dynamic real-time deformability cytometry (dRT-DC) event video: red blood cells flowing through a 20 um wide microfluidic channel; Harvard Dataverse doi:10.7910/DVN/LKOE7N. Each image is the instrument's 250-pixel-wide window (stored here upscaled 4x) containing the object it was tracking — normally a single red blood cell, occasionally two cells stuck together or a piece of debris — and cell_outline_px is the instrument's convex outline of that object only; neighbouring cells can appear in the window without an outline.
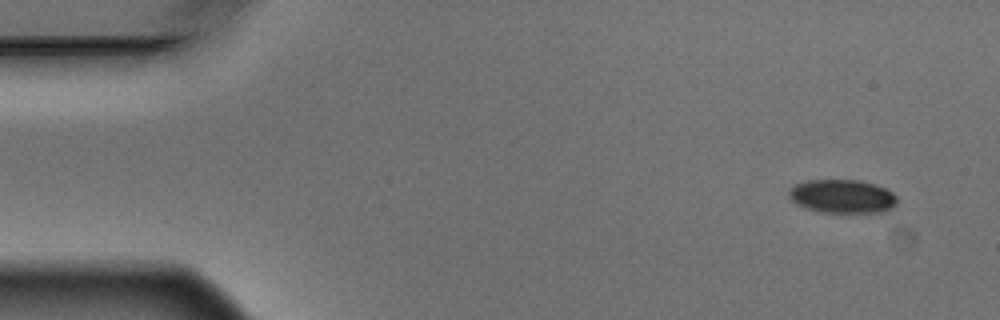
{"species": "Egyptian fruit bat (a non-hibernating species)", "species_latin": "Rousettus aegyptiacus", "temperature_condition": "warm", "stored_images_in_passage": 6, "camera_frame_rate_fps": 3000, "um_per_image_px": 0.085, "animal": {"sex": "male"}, "frame": {"image": 1, "passage_image": 1, "time_ms": 0.0, "image_size_px": [1000, 320], "cell_outline_px": [[896, 204], [892, 208], [884, 212], [820, 212], [804, 208], [796, 204], [788, 196], [788, 188], [796, 184], [808, 180], [860, 180], [876, 184], [892, 192], [896, 196]], "centroid_in_image_um": [71.57, 16.68], "position_along_channel_um": 13.4, "area_um2": 21.33}}
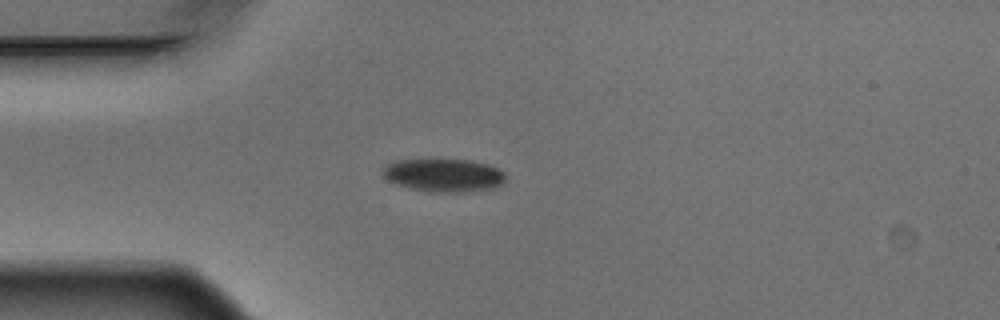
{"frame": {"image": 2, "passage_image": 4, "time_ms": 1.0, "image_size_px": [1000, 320], "cell_outline_px": [[504, 184], [492, 188], [456, 192], [440, 192], [412, 188], [396, 184], [388, 180], [384, 176], [384, 168], [388, 164], [396, 160], [468, 160], [488, 164], [504, 172]], "centroid_in_image_um": [37.74, 14.89], "position_along_channel_um": 47.3, "area_um2": 23.12}}
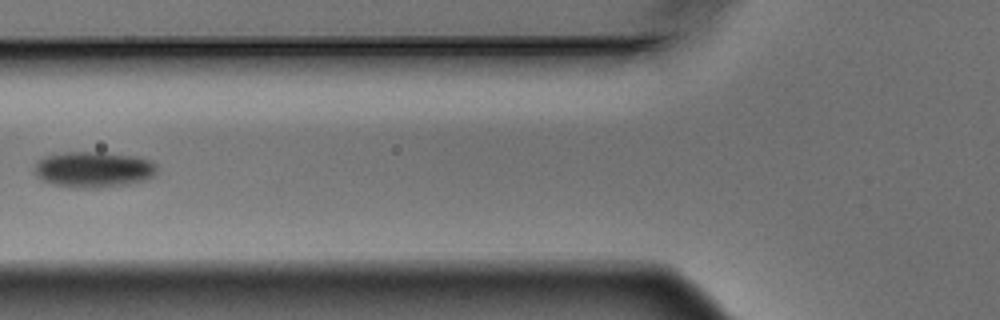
{"frame": {"image": 3, "passage_image": 6, "time_ms": 1.667, "image_size_px": [1000, 320], "cell_outline_px": [[156, 172], [148, 180], [128, 184], [96, 188], [72, 188], [52, 184], [40, 180], [32, 172], [36, 160], [44, 156], [64, 152], [100, 152], [140, 156], [152, 160], [156, 164]], "centroid_in_image_um": [7.92, 14.4], "position_along_channel_um": 117.9, "area_um2": 26.3}}